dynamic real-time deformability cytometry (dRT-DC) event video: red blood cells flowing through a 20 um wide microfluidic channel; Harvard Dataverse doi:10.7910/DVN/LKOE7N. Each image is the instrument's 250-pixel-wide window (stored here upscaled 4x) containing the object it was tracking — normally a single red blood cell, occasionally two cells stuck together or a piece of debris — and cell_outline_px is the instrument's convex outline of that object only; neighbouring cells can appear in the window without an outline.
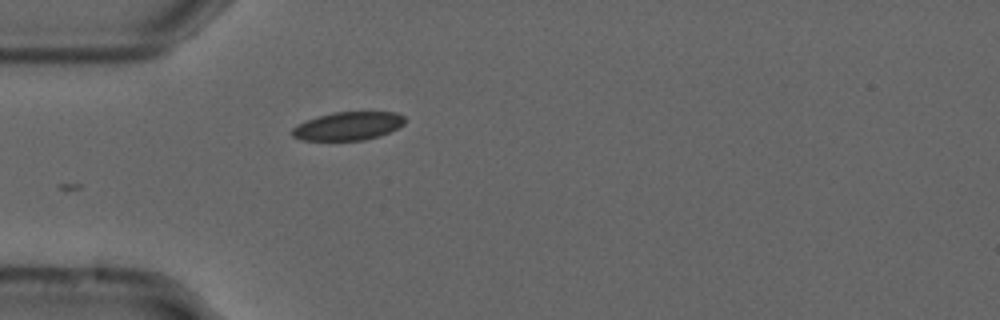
{"species": "common noctule bat (a hibernating species)", "species_latin": "Nyctalus noctula", "temperature_condition": "cold", "stored_images_in_passage": 5, "camera_frame_rate_fps": 3000, "um_per_image_px": 0.085, "animal": {"sex": "male", "forearm_length_mm": 52.5}, "frame": {"image": 1, "passage_image": 1, "time_ms": 0.0, "image_size_px": [1000, 320], "cell_outline_px": [[404, 124], [380, 136], [364, 140], [304, 140], [292, 136], [292, 128], [308, 120], [332, 112], [396, 112], [404, 116]], "centroid_in_image_um": [29.61, 10.71], "position_along_channel_um": 55.4, "area_um2": 18.32}}
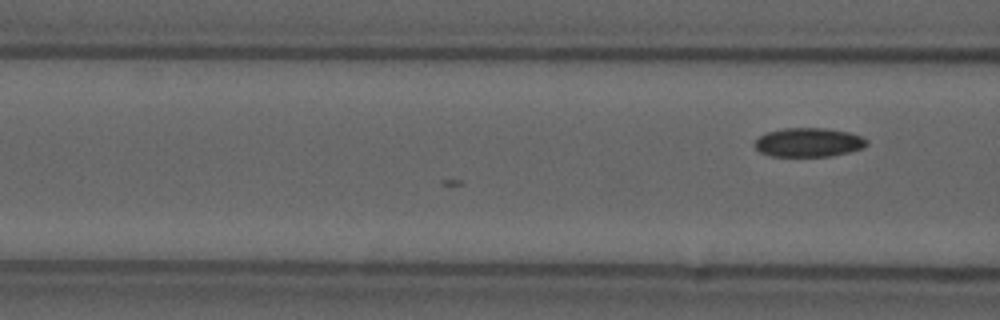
{"frame": {"image": 2, "passage_image": 5, "time_ms": 1.333, "image_size_px": [1000, 320], "cell_outline_px": [[868, 144], [864, 148], [832, 156], [772, 156], [760, 152], [756, 148], [756, 140], [760, 136], [768, 132], [784, 128], [824, 128], [848, 132], [860, 136], [868, 140]], "centroid_in_image_um": [68.76, 12.1], "position_along_channel_um": 97.8, "area_um2": 18.79}}